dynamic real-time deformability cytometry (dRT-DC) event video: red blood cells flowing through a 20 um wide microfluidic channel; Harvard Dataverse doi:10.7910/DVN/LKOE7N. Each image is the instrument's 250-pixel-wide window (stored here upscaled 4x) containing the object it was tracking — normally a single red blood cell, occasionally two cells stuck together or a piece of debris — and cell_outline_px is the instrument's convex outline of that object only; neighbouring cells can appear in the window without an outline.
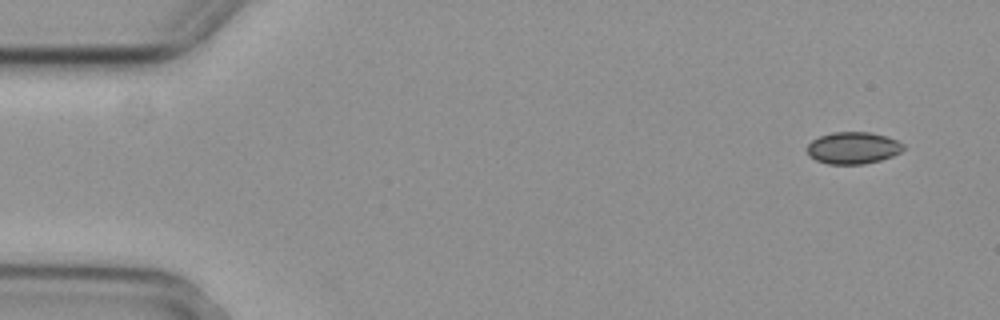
{"species": "common noctule bat (a hibernating species)", "species_latin": "Nyctalus noctula", "temperature_condition": "cold", "stored_images_in_passage": 6, "camera_frame_rate_fps": 3000, "um_per_image_px": 0.085, "animal": {"sex": "female", "body_mass_g": 29.2, "forearm_length_mm": 56.3}, "frame": {"image": 1, "passage_image": 1, "time_ms": 0.0, "image_size_px": [1000, 320], "cell_outline_px": [[904, 148], [900, 152], [892, 156], [880, 160], [864, 164], [828, 164], [816, 160], [808, 156], [808, 144], [812, 140], [820, 136], [832, 132], [868, 132], [884, 136], [896, 140], [904, 144]], "centroid_in_image_um": [72.49, 12.58], "position_along_channel_um": 12.5, "area_um2": 17.8}}
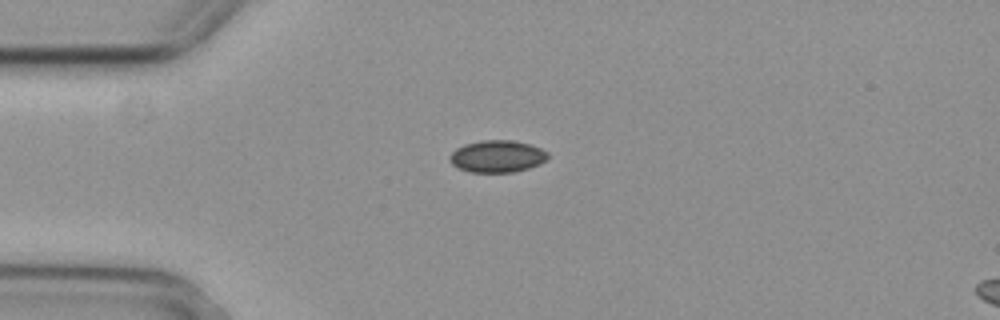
{"frame": {"image": 2, "passage_image": 4, "time_ms": 1.0, "image_size_px": [1000, 320], "cell_outline_px": [[548, 160], [540, 164], [528, 168], [512, 172], [468, 172], [456, 168], [448, 160], [448, 156], [456, 148], [464, 144], [480, 140], [512, 140], [528, 144], [540, 148], [548, 152]], "centroid_in_image_um": [42.23, 13.29], "position_along_channel_um": 42.8, "area_um2": 18.55}}
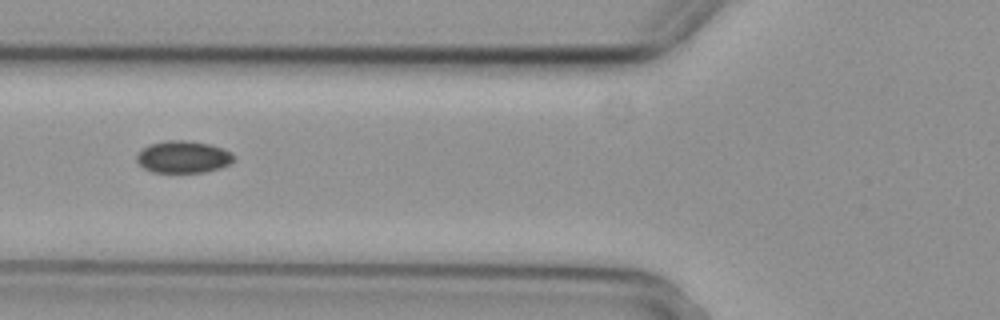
{"frame": {"image": 3, "passage_image": 6, "time_ms": 1.667, "image_size_px": [1000, 320], "cell_outline_px": [[236, 156], [228, 164], [220, 168], [204, 172], [152, 172], [144, 168], [136, 160], [136, 156], [148, 144], [164, 140], [184, 140], [208, 144], [224, 148], [232, 152]], "centroid_in_image_um": [15.58, 13.33], "position_along_channel_um": 110.2, "area_um2": 18.15}}